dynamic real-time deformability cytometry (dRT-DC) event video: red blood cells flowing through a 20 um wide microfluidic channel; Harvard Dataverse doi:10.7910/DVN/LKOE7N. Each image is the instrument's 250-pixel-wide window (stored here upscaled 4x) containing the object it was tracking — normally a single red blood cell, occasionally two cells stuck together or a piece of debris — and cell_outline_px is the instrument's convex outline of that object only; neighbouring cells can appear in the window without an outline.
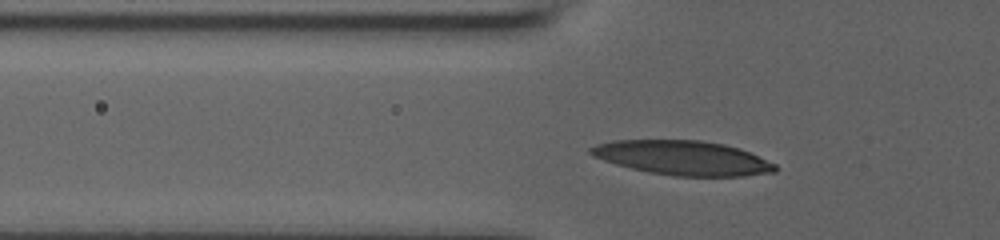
{"species": "human", "species_latin": "Homo sapiens", "temperature_condition": "room temperature", "stored_images_in_passage": 36, "camera_frame_rate_fps": 3000, "um_per_image_px": 0.085, "donor": {"sex": "male"}, "frame": {"image": 1, "passage_image": 6, "time_ms": 1.667, "image_size_px": [1000, 240], "cell_outline_px": [[776, 172], [744, 176], [676, 176], [648, 172], [616, 164], [592, 156], [588, 152], [588, 148], [596, 144], [612, 140], [700, 140], [724, 144], [740, 148], [776, 164]], "centroid_in_image_um": [58.02, 13.41], "position_along_channel_um": 67.8, "area_um2": 36.99}}
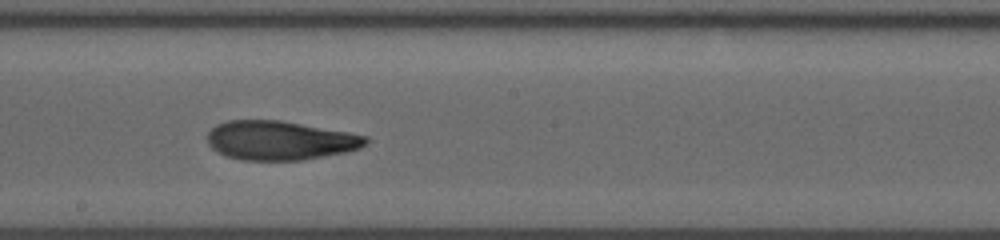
{"frame": {"image": 2, "passage_image": 19, "time_ms": 6.0, "image_size_px": [1000, 240], "cell_outline_px": [[368, 144], [360, 148], [344, 152], [304, 160], [244, 160], [228, 156], [216, 152], [208, 144], [208, 132], [216, 124], [228, 120], [280, 120], [348, 132], [368, 136]], "centroid_in_image_um": [23.8, 11.93], "position_along_channel_um": 224.4, "area_um2": 36.07}}
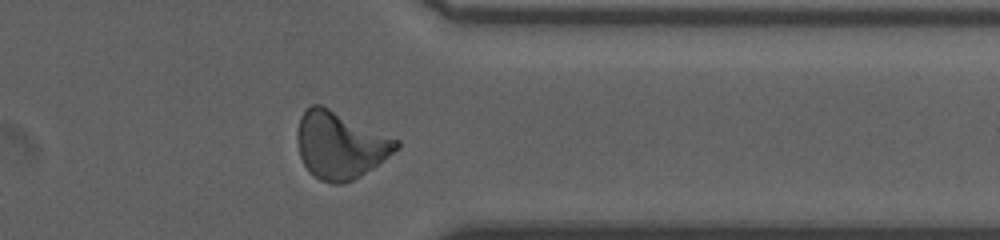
{"frame": {"image": 3, "passage_image": 32, "time_ms": 10.333, "image_size_px": [1000, 240], "cell_outline_px": [[400, 148], [372, 168], [360, 176], [344, 184], [332, 184], [320, 180], [308, 172], [300, 156], [296, 140], [296, 132], [300, 116], [312, 104], [320, 104], [400, 140]], "centroid_in_image_um": [28.9, 12.35], "position_along_channel_um": 382.5, "area_um2": 38.78}, "authors_computed_cell_mechanics": {"area_um2": 36.0672, "velocity_mm_per_s": 3.715, "shape_relaxation_time_tau1_ms": null, "shape_relaxation_time_tau2_ms": 2.657, "deformation_change_tau1": null, "deformation_change_tau2": 0.1055}}